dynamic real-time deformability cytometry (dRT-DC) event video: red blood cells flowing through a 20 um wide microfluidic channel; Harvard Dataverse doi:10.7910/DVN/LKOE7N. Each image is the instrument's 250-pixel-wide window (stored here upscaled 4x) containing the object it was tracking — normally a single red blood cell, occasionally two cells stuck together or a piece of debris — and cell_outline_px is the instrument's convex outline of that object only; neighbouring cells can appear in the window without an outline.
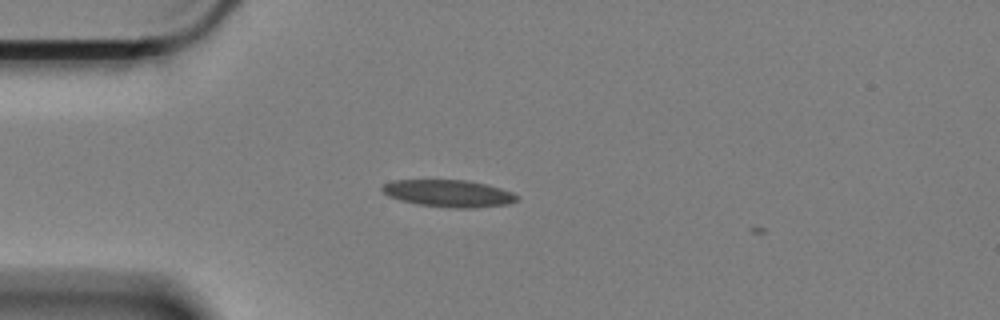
{"species": "Egyptian fruit bat (a non-hibernating species)", "species_latin": "Rousettus aegyptiacus", "temperature_condition": "cold", "stored_images_in_passage": 4, "camera_frame_rate_fps": 3000, "um_per_image_px": 0.085, "animal": {"sex": "female"}, "frame": {"image": 1, "passage_image": 2, "time_ms": 0.333, "image_size_px": [1000, 320], "cell_outline_px": [[516, 200], [508, 204], [476, 208], [452, 208], [416, 204], [400, 200], [388, 196], [380, 188], [384, 184], [396, 180], [464, 180], [484, 184], [500, 188], [512, 192], [516, 196]], "centroid_in_image_um": [38.1, 16.45], "position_along_channel_um": 46.9, "area_um2": 21.1}}